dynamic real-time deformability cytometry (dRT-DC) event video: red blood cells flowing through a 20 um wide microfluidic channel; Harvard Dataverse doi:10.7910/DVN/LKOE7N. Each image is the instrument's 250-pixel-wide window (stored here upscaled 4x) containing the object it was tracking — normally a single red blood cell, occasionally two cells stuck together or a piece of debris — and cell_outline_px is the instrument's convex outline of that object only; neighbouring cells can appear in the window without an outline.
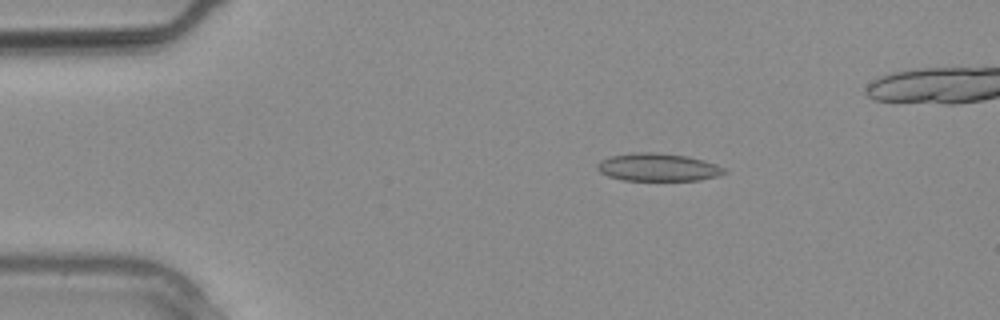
{"species": "common noctule bat (a hibernating species)", "species_latin": "Nyctalus noctula", "temperature_condition": "warm", "stored_images_in_passage": 27, "camera_frame_rate_fps": 3000, "um_per_image_px": 0.085, "animal": {"sex": "male", "body_mass_g": 20.4}, "frame": {"image": 1, "passage_image": 5, "time_ms": 1.333, "image_size_px": [1000, 320], "cell_outline_px": [[728, 172], [720, 176], [700, 180], [624, 180], [608, 176], [600, 172], [596, 168], [596, 164], [600, 160], [612, 156], [636, 152], [656, 152], [688, 156], [704, 160], [716, 164], [724, 168]], "centroid_in_image_um": [55.95, 14.21], "position_along_channel_um": 29.0, "area_um2": 20.69}}